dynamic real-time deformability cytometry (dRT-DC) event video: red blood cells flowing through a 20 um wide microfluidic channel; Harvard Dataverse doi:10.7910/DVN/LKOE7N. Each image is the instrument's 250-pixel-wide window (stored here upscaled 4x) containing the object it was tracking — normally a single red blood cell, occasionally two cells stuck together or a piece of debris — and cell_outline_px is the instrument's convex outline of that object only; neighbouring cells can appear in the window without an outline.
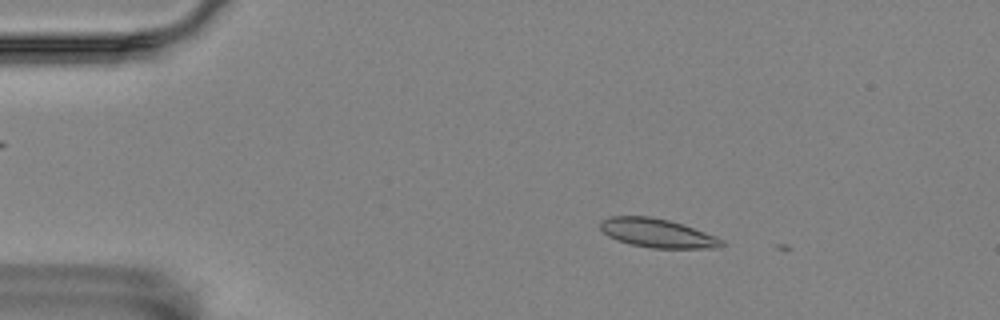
{"species": "Egyptian fruit bat (a non-hibernating species)", "species_latin": "Rousettus aegyptiacus", "temperature_condition": "room temperature", "stored_images_in_passage": 7, "camera_frame_rate_fps": 3000, "um_per_image_px": 0.085, "animal": {"sex": "female"}, "frame": {"image": 1, "passage_image": 5, "time_ms": 1.333, "image_size_px": [1000, 320], "cell_outline_px": [[724, 244], [720, 248], [652, 248], [628, 244], [616, 240], [608, 236], [600, 228], [600, 220], [608, 216], [652, 216], [668, 220], [716, 236], [724, 240]], "centroid_in_image_um": [55.84, 19.82], "position_along_channel_um": 29.2, "area_um2": 20.46}}